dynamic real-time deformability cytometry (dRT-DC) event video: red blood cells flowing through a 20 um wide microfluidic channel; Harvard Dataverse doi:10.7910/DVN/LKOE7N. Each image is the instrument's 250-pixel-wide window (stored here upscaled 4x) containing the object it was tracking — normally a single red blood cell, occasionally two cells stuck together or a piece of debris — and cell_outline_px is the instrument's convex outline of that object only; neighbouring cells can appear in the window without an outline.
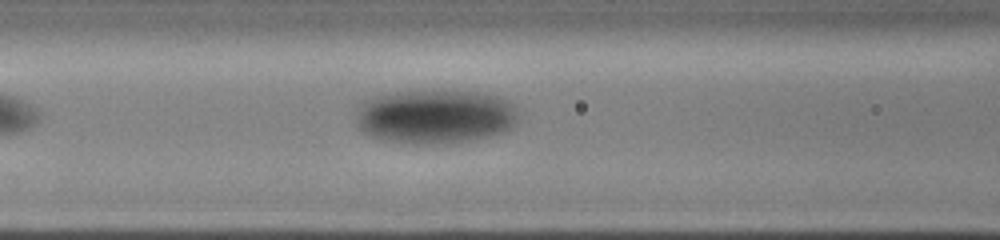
{"species": "human", "species_latin": "Homo sapiens", "temperature_condition": "cold", "stored_images_in_passage": 8, "camera_frame_rate_fps": 3000, "um_per_image_px": 0.085, "donor": {"sex": "male"}, "frame": {"image": 1, "passage_image": 8, "time_ms": 5.667, "image_size_px": [1000, 240], "cell_outline_px": [[520, 112], [516, 124], [512, 128], [504, 132], [488, 136], [464, 140], [392, 140], [372, 136], [364, 132], [356, 124], [356, 120], [360, 104], [364, 100], [372, 96], [388, 92], [408, 88], [440, 88], [480, 92], [496, 96], [508, 100]], "centroid_in_image_um": [37.02, 9.76], "position_along_channel_um": 129.6, "area_um2": 51.27}}